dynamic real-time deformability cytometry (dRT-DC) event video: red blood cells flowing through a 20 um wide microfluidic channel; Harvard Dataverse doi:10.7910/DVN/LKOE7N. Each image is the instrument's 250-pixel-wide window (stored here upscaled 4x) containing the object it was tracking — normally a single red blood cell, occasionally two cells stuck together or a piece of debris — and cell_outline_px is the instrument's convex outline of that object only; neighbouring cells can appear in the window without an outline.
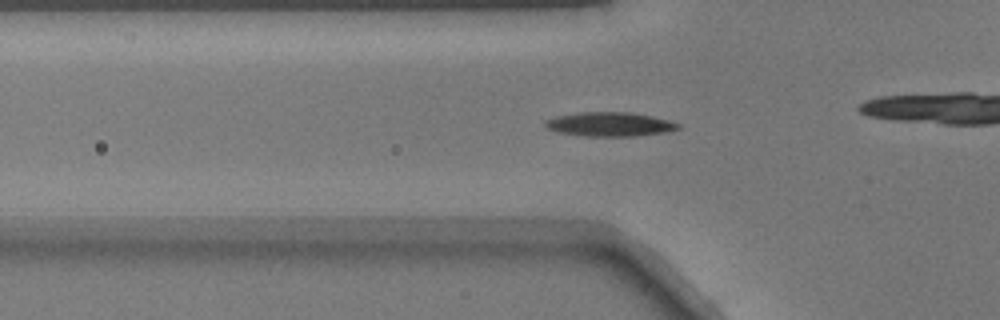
{"species": "common noctule bat (a hibernating species)", "species_latin": "Nyctalus noctula", "temperature_condition": "warm", "stored_images_in_passage": 37, "camera_frame_rate_fps": 3000, "um_per_image_px": 0.085, "animal": {"sex": "male", "body_mass_g": 17.9}, "frame": {"image": 1, "passage_image": 13, "time_ms": 4.0, "image_size_px": [1000, 320], "cell_outline_px": [[680, 128], [664, 132], [636, 136], [588, 136], [560, 132], [548, 128], [544, 124], [544, 120], [556, 116], [580, 112], [628, 112], [652, 116], [668, 120], [680, 124]], "centroid_in_image_um": [51.82, 10.55], "position_along_channel_um": 74.0, "area_um2": 18.5}}
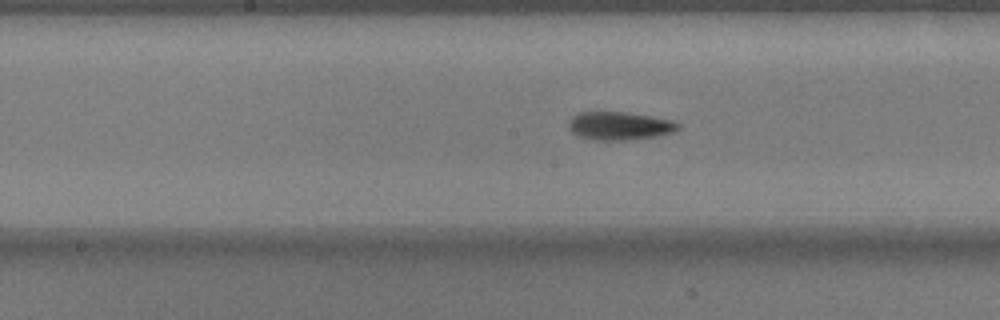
{"frame": {"image": 2, "passage_image": 22, "time_ms": 7.0, "image_size_px": [1000, 320], "cell_outline_px": [[680, 128], [672, 132], [656, 136], [628, 140], [592, 140], [576, 136], [568, 128], [568, 120], [572, 116], [580, 112], [628, 112], [652, 116], [672, 120], [680, 124]], "centroid_in_image_um": [52.62, 10.7], "position_along_channel_um": 195.6, "area_um2": 18.21}}
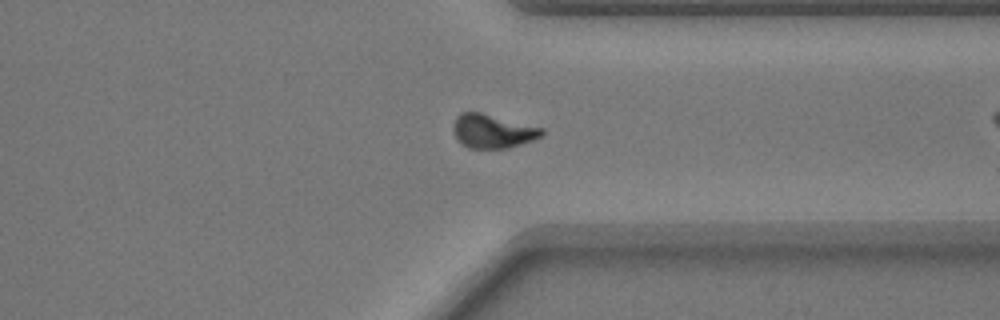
{"frame": {"image": 3, "passage_image": 35, "time_ms": 11.333, "image_size_px": [1000, 320], "cell_outline_px": [[544, 136], [508, 148], [468, 148], [456, 136], [452, 128], [452, 124], [456, 116], [460, 112], [480, 112], [544, 128]], "centroid_in_image_um": [41.88, 11.13], "position_along_channel_um": 369.5, "area_um2": 17.4}}